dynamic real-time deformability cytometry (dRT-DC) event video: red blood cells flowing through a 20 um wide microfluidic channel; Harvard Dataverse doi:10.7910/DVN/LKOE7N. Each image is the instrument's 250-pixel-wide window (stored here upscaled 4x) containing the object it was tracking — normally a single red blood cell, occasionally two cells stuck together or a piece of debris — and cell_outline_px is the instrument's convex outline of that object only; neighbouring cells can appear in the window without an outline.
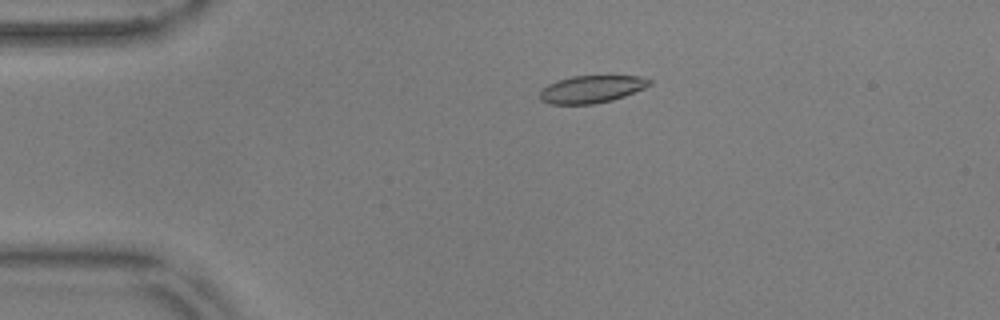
{"species": "common noctule bat (a hibernating species)", "species_latin": "Nyctalus noctula", "temperature_condition": "warm", "stored_images_in_passage": 55, "camera_frame_rate_fps": 3000, "um_per_image_px": 0.085, "animal": {"sex": "male", "body_mass_g": 17.9, "forearm_length_mm": 54.2}, "frame": {"image": 1, "passage_image": 12, "time_ms": 3.667, "image_size_px": [1000, 320], "cell_outline_px": [[652, 84], [644, 88], [624, 96], [612, 100], [592, 104], [548, 104], [540, 100], [540, 92], [548, 84], [556, 80], [572, 76], [640, 76], [652, 80]], "centroid_in_image_um": [50.27, 7.58], "position_along_channel_um": 34.7, "area_um2": 17.51}}
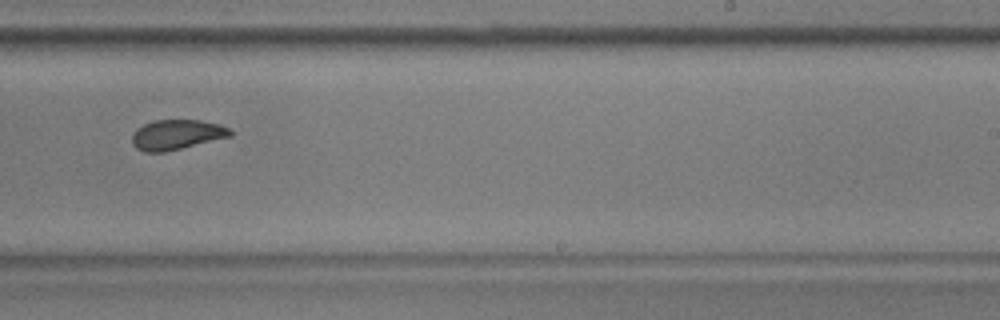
{"frame": {"image": 2, "passage_image": 35, "time_ms": 11.333, "image_size_px": [1000, 320], "cell_outline_px": [[232, 136], [164, 152], [144, 152], [136, 148], [132, 144], [132, 136], [136, 128], [152, 120], [200, 120], [220, 124], [228, 128], [232, 132]], "centroid_in_image_um": [14.99, 11.44], "position_along_channel_um": 274.0, "area_um2": 17.17}}
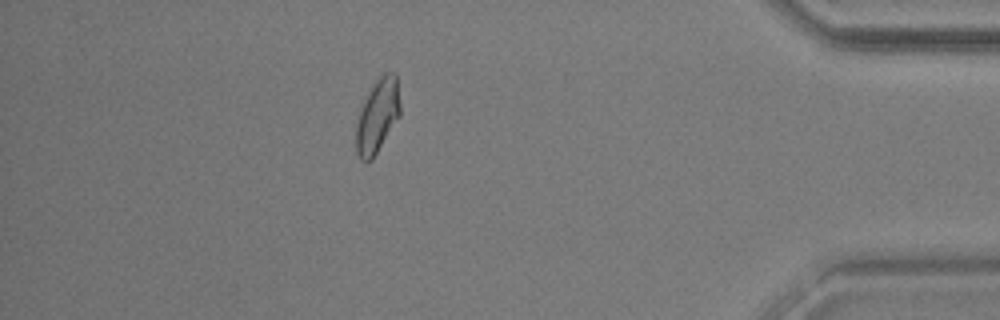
{"frame": {"image": 3, "passage_image": 49, "time_ms": 16.0, "image_size_px": [1000, 320], "cell_outline_px": [[400, 116], [372, 160], [360, 160], [356, 152], [356, 124], [364, 100], [372, 84], [384, 72], [396, 72], [400, 104]], "centroid_in_image_um": [32.1, 9.83], "position_along_channel_um": 403.1, "area_um2": 18.96}, "authors_computed_cell_mechanics": {"area_um2": 17.8602, "velocity_mm_per_s": 3.6572, "shape_relaxation_time_tau1_ms": null, "shape_relaxation_time_tau2_ms": 1.5227, "deformation_change_tau1": null, "deformation_change_tau2": 0.0619}}